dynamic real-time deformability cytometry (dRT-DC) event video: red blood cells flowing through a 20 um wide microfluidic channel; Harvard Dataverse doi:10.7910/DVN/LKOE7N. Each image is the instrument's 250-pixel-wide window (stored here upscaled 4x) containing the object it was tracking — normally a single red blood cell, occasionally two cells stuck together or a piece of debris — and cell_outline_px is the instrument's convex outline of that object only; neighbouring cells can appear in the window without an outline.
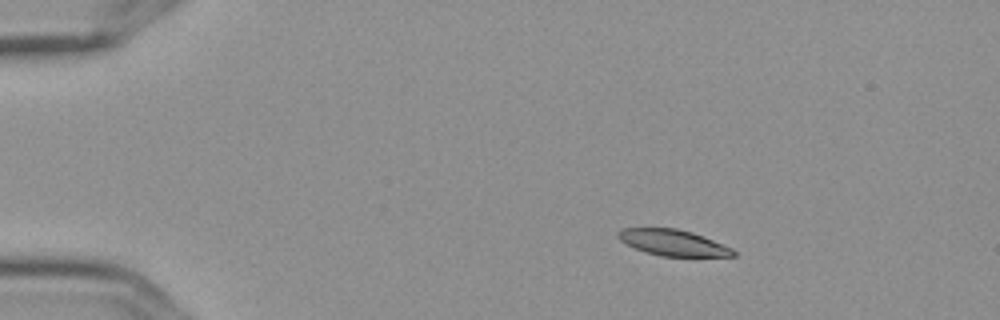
{"species": "Egyptian fruit bat (a non-hibernating species)", "species_latin": "Rousettus aegyptiacus", "temperature_condition": "cold", "stored_images_in_passage": 5, "camera_frame_rate_fps": 3000, "um_per_image_px": 0.085, "frame": {"image": 1, "passage_image": 2, "time_ms": 0.333, "image_size_px": [1000, 320], "cell_outline_px": [[736, 256], [660, 256], [644, 252], [620, 240], [616, 236], [616, 232], [620, 228], [676, 228], [692, 232], [704, 236], [732, 248], [736, 252]], "centroid_in_image_um": [57.19, 20.62], "position_along_channel_um": 27.8, "area_um2": 17.51}}